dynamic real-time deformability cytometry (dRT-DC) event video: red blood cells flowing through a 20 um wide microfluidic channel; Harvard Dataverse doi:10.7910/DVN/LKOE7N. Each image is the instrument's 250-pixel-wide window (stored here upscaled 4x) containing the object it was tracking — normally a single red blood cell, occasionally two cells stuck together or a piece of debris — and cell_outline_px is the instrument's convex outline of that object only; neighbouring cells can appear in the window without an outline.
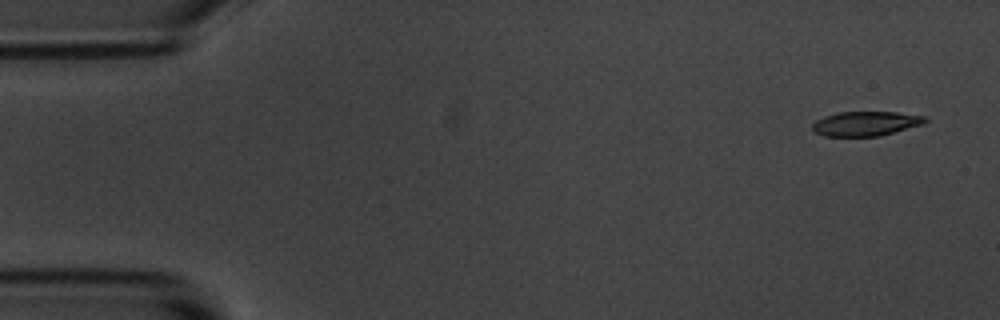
{"species": "common noctule bat (a hibernating species)", "species_latin": "Nyctalus noctula", "temperature_condition": "room temperature", "stored_images_in_passage": 5, "camera_frame_rate_fps": 3000, "um_per_image_px": 0.085, "animal": {"sex": "male", "body_mass_g": 20.1, "forearm_length_mm": 53.5}, "frame": {"image": 1, "passage_image": 1, "time_ms": 0.0, "image_size_px": [1000, 320], "cell_outline_px": [[928, 120], [924, 124], [880, 136], [824, 136], [816, 132], [812, 128], [812, 124], [816, 120], [824, 116], [840, 112], [896, 112], [924, 116]], "centroid_in_image_um": [73.6, 10.5], "position_along_channel_um": 11.4, "area_um2": 16.07}}
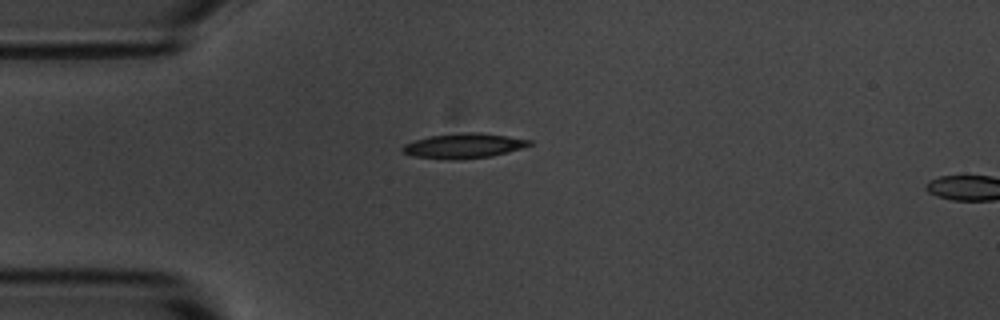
{"frame": {"image": 2, "passage_image": 4, "time_ms": 3.667, "image_size_px": [1000, 320], "cell_outline_px": [[532, 144], [508, 152], [492, 156], [416, 156], [404, 152], [400, 148], [404, 144], [428, 136], [460, 132], [480, 132], [508, 136], [532, 140]], "centroid_in_image_um": [39.49, 12.31], "position_along_channel_um": 45.5, "area_um2": 17.22}}